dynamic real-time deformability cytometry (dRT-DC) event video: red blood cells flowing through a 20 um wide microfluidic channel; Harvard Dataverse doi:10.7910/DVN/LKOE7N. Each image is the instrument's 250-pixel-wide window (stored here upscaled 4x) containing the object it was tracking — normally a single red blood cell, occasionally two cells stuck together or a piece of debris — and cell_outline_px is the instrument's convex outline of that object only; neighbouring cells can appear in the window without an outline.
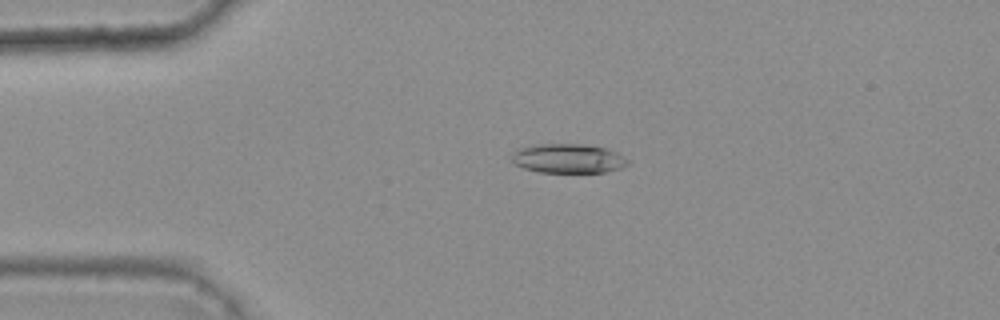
{"species": "common noctule bat (a hibernating species)", "species_latin": "Nyctalus noctula", "temperature_condition": "warm", "stored_images_in_passage": 4, "camera_frame_rate_fps": 3000, "um_per_image_px": 0.085, "animal": {"sex": "female", "body_mass_g": 25.1}, "frame": {"image": 1, "passage_image": 3, "time_ms": 0.667, "image_size_px": [1000, 320], "cell_outline_px": [[628, 164], [620, 168], [604, 172], [540, 172], [524, 168], [516, 164], [512, 160], [512, 152], [516, 148], [536, 144], [580, 144], [604, 148], [616, 152], [628, 160]], "centroid_in_image_um": [48.24, 13.46], "position_along_channel_um": 36.8, "area_um2": 19.65}}